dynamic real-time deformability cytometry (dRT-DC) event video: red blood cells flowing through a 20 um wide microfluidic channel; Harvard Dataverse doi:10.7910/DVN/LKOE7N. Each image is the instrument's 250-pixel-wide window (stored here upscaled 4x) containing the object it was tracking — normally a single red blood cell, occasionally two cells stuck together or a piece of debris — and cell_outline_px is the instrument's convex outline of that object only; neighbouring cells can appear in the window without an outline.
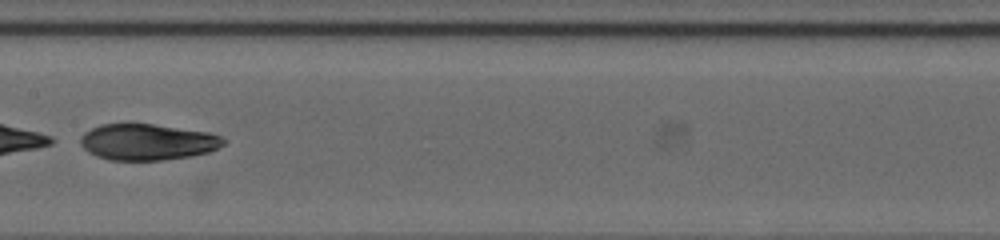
{"species": "human", "species_latin": "Homo sapiens", "temperature_condition": "cold", "stored_images_in_passage": 48, "segment_of_instrument_passage": [2, 2], "camera_frame_rate_fps": 3000, "um_per_image_px": 0.085, "donor": {"sex": "female"}, "frame": {"image": 1, "passage_image": 25, "time_ms": 8.0, "image_size_px": [1000, 240], "cell_outline_px": [[228, 140], [224, 144], [208, 152], [192, 156], [164, 160], [108, 160], [96, 156], [88, 152], [80, 144], [80, 136], [84, 132], [100, 124], [152, 124], [208, 132], [220, 136]], "centroid_in_image_um": [12.51, 12.07], "position_along_channel_um": 194.9, "area_um2": 30.23}}
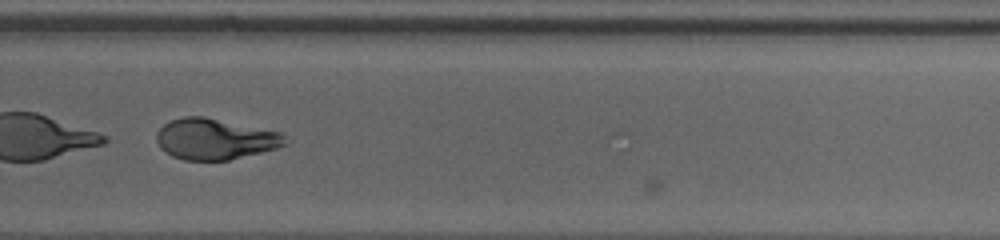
{"frame": {"image": 2, "passage_image": 34, "time_ms": 11.0, "image_size_px": [1000, 240], "cell_outline_px": [[292, 140], [288, 144], [276, 148], [228, 160], [184, 160], [172, 156], [160, 148], [156, 140], [156, 132], [164, 124], [172, 120], [184, 116], [204, 116], [280, 132]], "centroid_in_image_um": [18.29, 11.81], "position_along_channel_um": 311.5, "area_um2": 30.75}}